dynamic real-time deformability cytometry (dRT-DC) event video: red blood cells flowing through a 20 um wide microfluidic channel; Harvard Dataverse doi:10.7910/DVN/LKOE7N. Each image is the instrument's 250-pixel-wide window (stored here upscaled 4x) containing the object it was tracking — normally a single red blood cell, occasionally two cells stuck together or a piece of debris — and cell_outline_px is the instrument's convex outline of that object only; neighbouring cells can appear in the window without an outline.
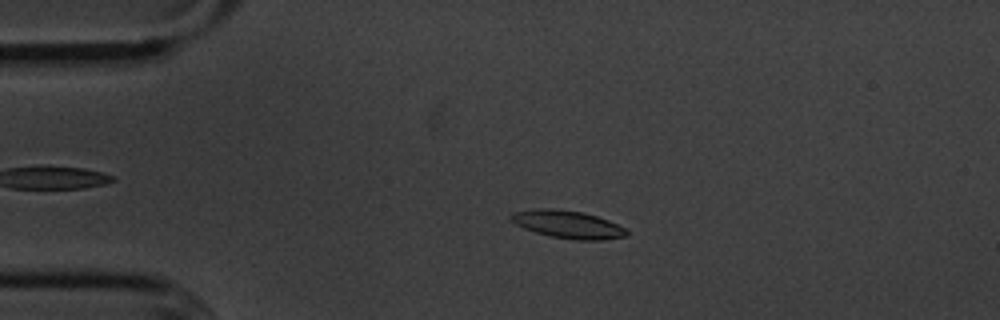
{"species": "common noctule bat (a hibernating species)", "species_latin": "Nyctalus noctula", "temperature_condition": "cold", "stored_images_in_passage": 56, "camera_frame_rate_fps": 3000, "um_per_image_px": 0.085, "animal": {"sex": "male", "body_mass_g": 20.1, "forearm_length_mm": 53.5}, "frame": {"image": 1, "passage_image": 12, "time_ms": 3.667, "image_size_px": [1000, 320], "cell_outline_px": [[628, 236], [600, 240], [576, 240], [552, 236], [536, 232], [524, 228], [516, 224], [508, 216], [512, 212], [536, 208], [552, 208], [584, 212], [608, 220], [624, 228], [628, 232]], "centroid_in_image_um": [48.25, 19.06], "position_along_channel_um": 36.8, "area_um2": 18.61}}
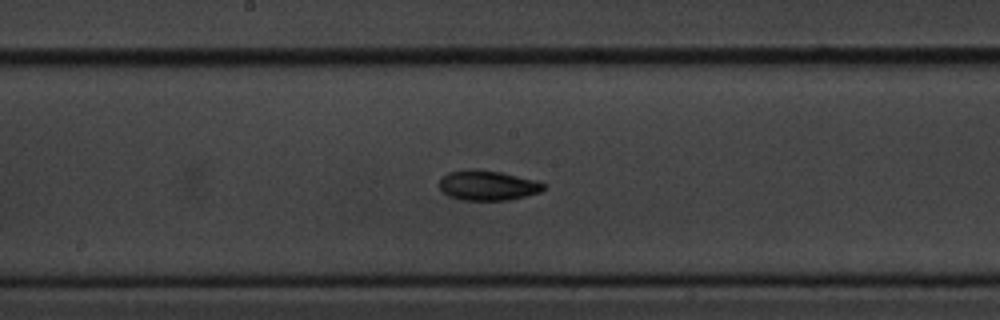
{"frame": {"image": 2, "passage_image": 29, "time_ms": 9.333, "image_size_px": [1000, 320], "cell_outline_px": [[544, 188], [540, 192], [508, 200], [460, 200], [448, 196], [440, 188], [440, 176], [448, 172], [468, 168], [476, 168], [500, 172], [532, 180], [544, 184]], "centroid_in_image_um": [41.36, 15.75], "position_along_channel_um": 206.8, "area_um2": 18.15}}
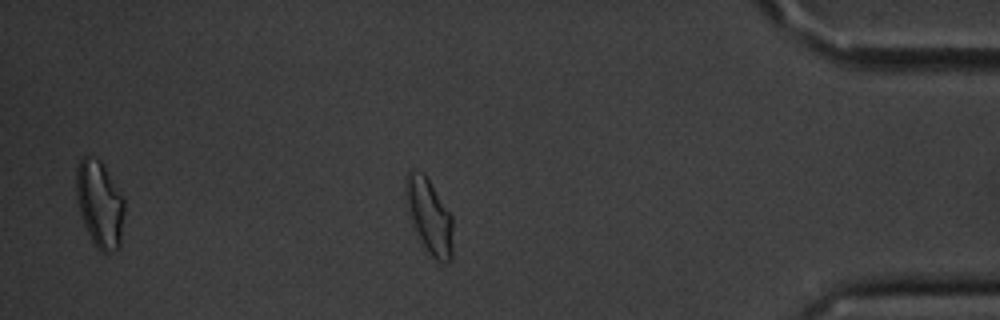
{"frame": {"image": 3, "passage_image": 48, "time_ms": 15.667, "image_size_px": [1000, 320], "cell_outline_px": [[452, 260], [448, 264], [444, 264], [436, 260], [420, 244], [408, 216], [404, 196], [404, 176], [408, 168], [424, 172], [452, 216]], "centroid_in_image_um": [36.43, 18.36], "position_along_channel_um": 398.8, "area_um2": 21.5}, "authors_computed_cell_mechanics": {"area_um2": 17.9469, "velocity_mm_per_s": 3.5875, "shape_relaxation_time_tau1_ms": 3.2507, "shape_relaxation_time_tau2_ms": 4.7443, "deformation_change_tau1": 0.1299, "deformation_change_tau2": 0.0989}}